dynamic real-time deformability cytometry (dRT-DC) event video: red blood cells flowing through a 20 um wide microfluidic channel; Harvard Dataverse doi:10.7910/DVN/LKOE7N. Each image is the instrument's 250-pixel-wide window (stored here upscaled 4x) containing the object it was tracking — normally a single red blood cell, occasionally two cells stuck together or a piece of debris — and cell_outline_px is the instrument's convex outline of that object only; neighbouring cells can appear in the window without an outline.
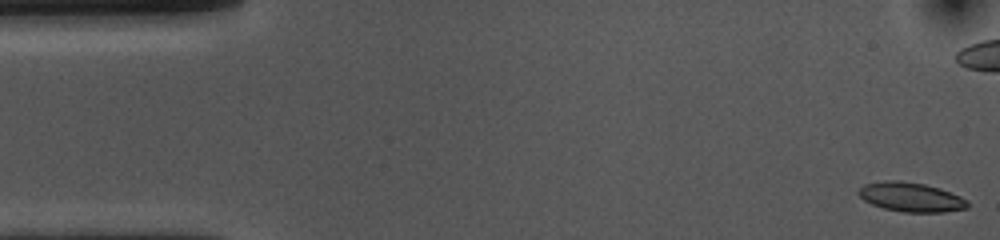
{"species": "common noctule bat (a hibernating species)", "species_latin": "Nyctalus noctula", "temperature_condition": "cold", "stored_images_in_passage": 54, "camera_frame_rate_fps": 3000, "um_per_image_px": 0.085, "animal": {"sex": "female", "body_mass_g": 10.0, "forearm_length_mm": 53.1}, "frame": {"image": 1, "passage_image": 1, "time_ms": 0.0, "image_size_px": [1000, 240], "cell_outline_px": [[968, 208], [944, 212], [904, 212], [884, 208], [872, 204], [864, 200], [856, 192], [864, 184], [884, 180], [900, 180], [924, 184], [940, 188], [960, 196], [968, 200]], "centroid_in_image_um": [77.43, 16.74], "position_along_channel_um": 7.6, "area_um2": 18.67}}
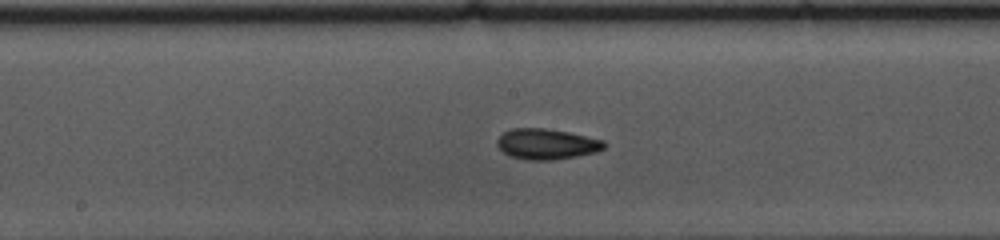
{"frame": {"image": 2, "passage_image": 26, "time_ms": 8.333, "image_size_px": [1000, 240], "cell_outline_px": [[608, 144], [604, 148], [596, 152], [576, 156], [552, 160], [528, 160], [512, 156], [504, 152], [496, 144], [496, 140], [504, 132], [512, 128], [544, 128], [568, 132], [604, 140]], "centroid_in_image_um": [46.48, 12.24], "position_along_channel_um": 201.7, "area_um2": 19.02}}
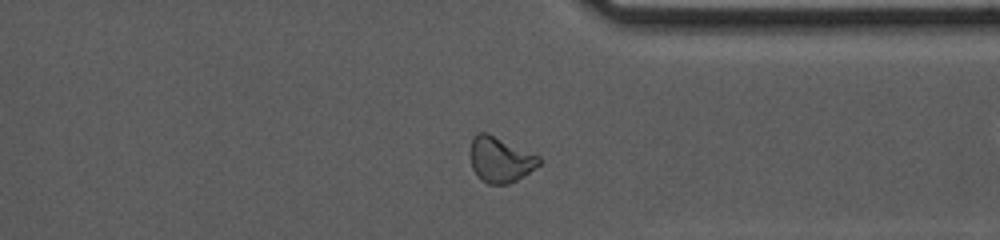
{"frame": {"image": 3, "passage_image": 40, "time_ms": 13.0, "image_size_px": [1000, 240], "cell_outline_px": [[544, 160], [540, 164], [524, 176], [508, 184], [488, 184], [472, 168], [468, 156], [468, 152], [472, 140], [476, 132], [488, 132], [540, 156]], "centroid_in_image_um": [42.52, 13.53], "position_along_channel_um": 368.9, "area_um2": 18.5}, "authors_computed_cell_mechanics": {"area_um2": 18.7561, "velocity_mm_per_s": 3.6615, "shape_relaxation_time_tau1_ms": 6.2382, "shape_relaxation_time_tau2_ms": 3.5738, "deformation_change_tau1": 0.1205, "deformation_change_tau2": 0.0976}}